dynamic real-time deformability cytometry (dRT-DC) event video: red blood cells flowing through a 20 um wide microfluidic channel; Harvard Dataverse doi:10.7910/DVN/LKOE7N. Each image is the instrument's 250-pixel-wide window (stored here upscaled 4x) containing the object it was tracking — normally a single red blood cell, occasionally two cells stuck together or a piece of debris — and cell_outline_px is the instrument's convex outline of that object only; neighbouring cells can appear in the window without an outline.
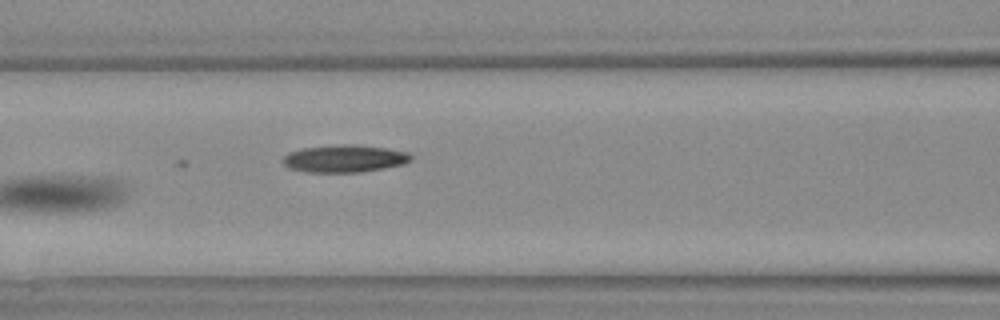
{"species": "Egyptian fruit bat (a non-hibernating species)", "species_latin": "Rousettus aegyptiacus", "temperature_condition": "warm", "stored_images_in_passage": 5, "camera_frame_rate_fps": 3000, "um_per_image_px": 0.085, "animal": {"sex": "female"}, "frame": {"image": 1, "passage_image": 5, "time_ms": 5.0, "image_size_px": [1000, 320], "cell_outline_px": [[412, 156], [404, 164], [384, 168], [360, 172], [308, 172], [292, 168], [284, 164], [284, 156], [292, 152], [304, 148], [344, 144], [384, 148], [408, 152]], "centroid_in_image_um": [29.31, 13.49], "position_along_channel_um": 137.3, "area_um2": 19.83}}